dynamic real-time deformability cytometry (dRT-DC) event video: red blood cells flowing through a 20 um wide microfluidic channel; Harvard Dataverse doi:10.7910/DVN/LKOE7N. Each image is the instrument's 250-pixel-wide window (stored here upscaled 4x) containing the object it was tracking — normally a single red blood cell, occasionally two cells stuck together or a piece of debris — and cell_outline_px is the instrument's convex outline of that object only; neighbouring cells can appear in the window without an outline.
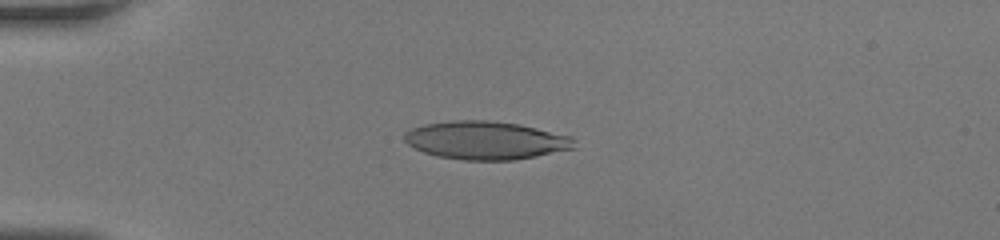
{"species": "human", "species_latin": "Homo sapiens", "temperature_condition": "room temperature", "stored_images_in_passage": 44, "camera_frame_rate_fps": 3000, "um_per_image_px": 0.085, "donor": {"sex": "female"}, "frame": {"image": 1, "passage_image": 12, "time_ms": 3.667, "image_size_px": [1000, 240], "cell_outline_px": [[576, 148], [512, 160], [464, 160], [436, 156], [424, 152], [408, 144], [404, 140], [404, 132], [412, 128], [424, 124], [456, 120], [488, 120], [520, 124], [572, 136], [576, 140]], "centroid_in_image_um": [41.3, 11.92], "position_along_channel_um": 43.7, "area_um2": 37.8}}
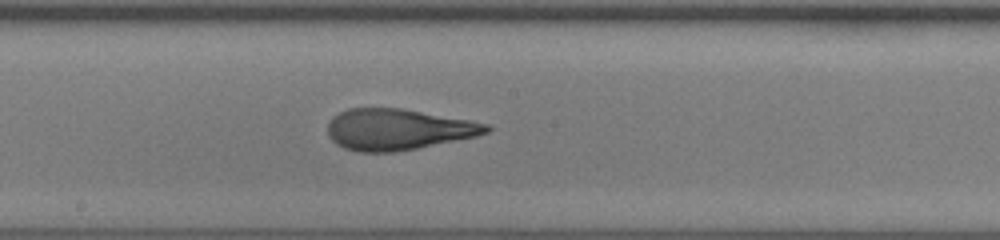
{"frame": {"image": 2, "passage_image": 25, "time_ms": 8.0, "image_size_px": [1000, 240], "cell_outline_px": [[492, 128], [488, 132], [476, 136], [416, 148], [392, 152], [360, 152], [344, 148], [336, 144], [328, 136], [328, 124], [332, 116], [348, 108], [400, 108], [468, 120], [488, 124]], "centroid_in_image_um": [33.78, 11.0], "position_along_channel_um": 214.4, "area_um2": 37.69}}
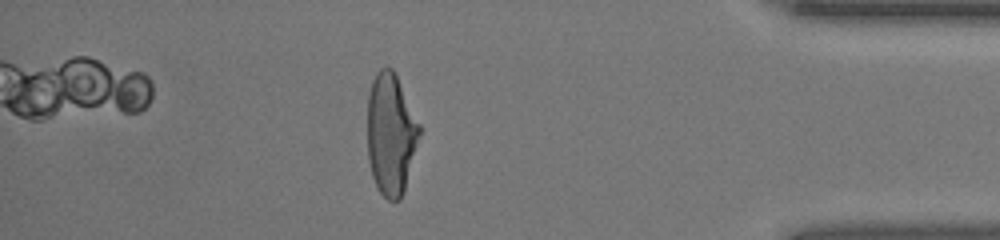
{"frame": {"image": 3, "passage_image": 39, "time_ms": 12.667, "image_size_px": [1000, 240], "cell_outline_px": [[420, 136], [404, 192], [400, 200], [388, 200], [376, 188], [372, 176], [368, 160], [368, 96], [372, 80], [376, 72], [380, 68], [388, 64], [396, 72], [420, 124]], "centroid_in_image_um": [33.22, 11.36], "position_along_channel_um": 402.0, "area_um2": 37.4}}